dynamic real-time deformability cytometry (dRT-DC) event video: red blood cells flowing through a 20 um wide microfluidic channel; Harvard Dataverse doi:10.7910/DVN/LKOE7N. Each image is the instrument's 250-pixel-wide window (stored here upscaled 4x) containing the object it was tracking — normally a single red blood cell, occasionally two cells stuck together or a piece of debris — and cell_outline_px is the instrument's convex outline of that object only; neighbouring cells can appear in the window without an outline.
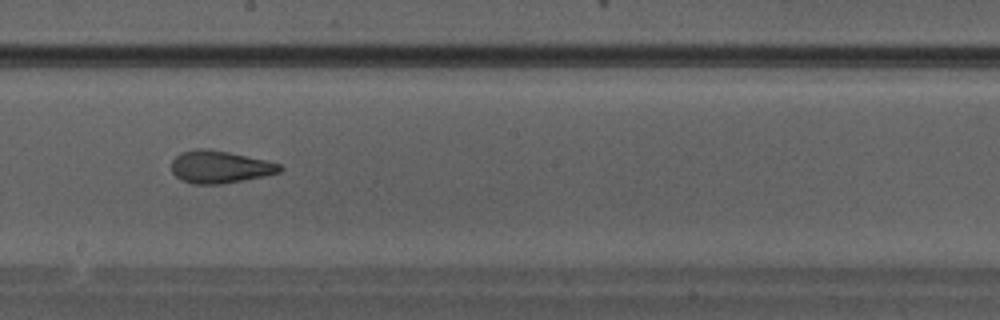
{"species": "Egyptian fruit bat (a non-hibernating species)", "species_latin": "Rousettus aegyptiacus", "temperature_condition": "warm", "stored_images_in_passage": 35, "camera_frame_rate_fps": 3000, "um_per_image_px": 0.085, "animal": {"sex": "male"}, "frame": {"image": 1, "passage_image": 20, "time_ms": 6.333, "image_size_px": [1000, 320], "cell_outline_px": [[284, 168], [280, 172], [264, 176], [220, 184], [192, 184], [180, 180], [172, 172], [172, 160], [180, 152], [200, 148], [208, 148], [228, 152], [264, 160], [280, 164]], "centroid_in_image_um": [18.66, 14.19], "position_along_channel_um": 229.5, "area_um2": 20.4}}